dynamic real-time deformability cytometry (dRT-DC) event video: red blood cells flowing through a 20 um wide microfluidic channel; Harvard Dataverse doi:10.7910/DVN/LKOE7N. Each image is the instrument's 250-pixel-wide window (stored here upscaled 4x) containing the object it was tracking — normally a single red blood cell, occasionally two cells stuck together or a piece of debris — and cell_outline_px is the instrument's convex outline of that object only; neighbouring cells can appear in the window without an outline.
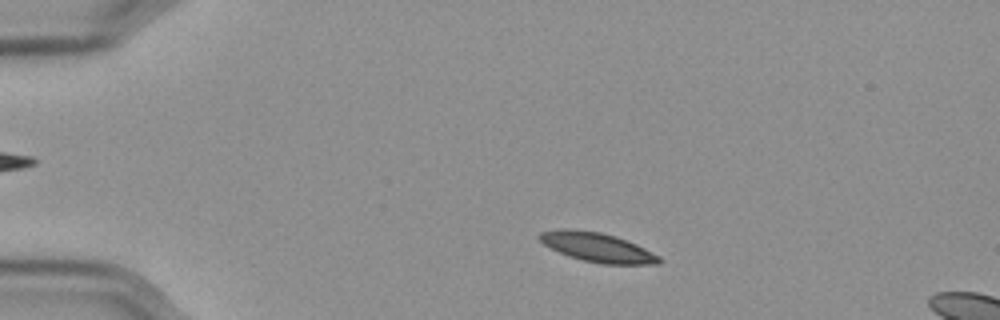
{"species": "Egyptian fruit bat (a non-hibernating species)", "species_latin": "Rousettus aegyptiacus", "temperature_condition": "cold", "stored_images_in_passage": 11, "camera_frame_rate_fps": 3000, "um_per_image_px": 0.085, "frame": {"image": 1, "passage_image": 5, "time_ms": 1.333, "image_size_px": [1000, 320], "cell_outline_px": [[664, 260], [660, 264], [600, 264], [568, 256], [544, 244], [536, 236], [540, 232], [560, 228], [568, 228], [600, 232], [616, 236], [636, 244], [660, 256]], "centroid_in_image_um": [50.78, 21.01], "position_along_channel_um": 34.2, "area_um2": 20.46}}